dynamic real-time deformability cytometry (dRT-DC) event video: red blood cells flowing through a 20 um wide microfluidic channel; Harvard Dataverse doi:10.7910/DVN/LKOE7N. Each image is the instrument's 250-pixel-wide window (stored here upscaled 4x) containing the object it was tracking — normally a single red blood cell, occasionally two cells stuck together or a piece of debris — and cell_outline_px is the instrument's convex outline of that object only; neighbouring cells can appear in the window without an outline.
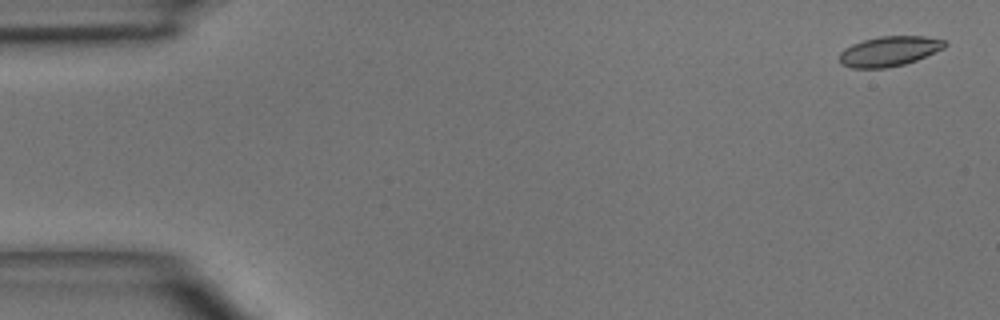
{"species": "common noctule bat (a hibernating species)", "species_latin": "Nyctalus noctula", "temperature_condition": "room temperature", "stored_images_in_passage": 6, "camera_frame_rate_fps": 3000, "um_per_image_px": 0.085, "animal": {"sex": "male", "body_mass_g": 15.6}, "frame": {"image": 1, "passage_image": 1, "time_ms": 0.0, "image_size_px": [1000, 320], "cell_outline_px": [[948, 44], [944, 48], [916, 60], [904, 64], [888, 68], [852, 68], [840, 64], [840, 52], [844, 48], [852, 44], [864, 40], [880, 36], [924, 36], [944, 40]], "centroid_in_image_um": [75.57, 4.36], "position_along_channel_um": 9.4, "area_um2": 18.38}}
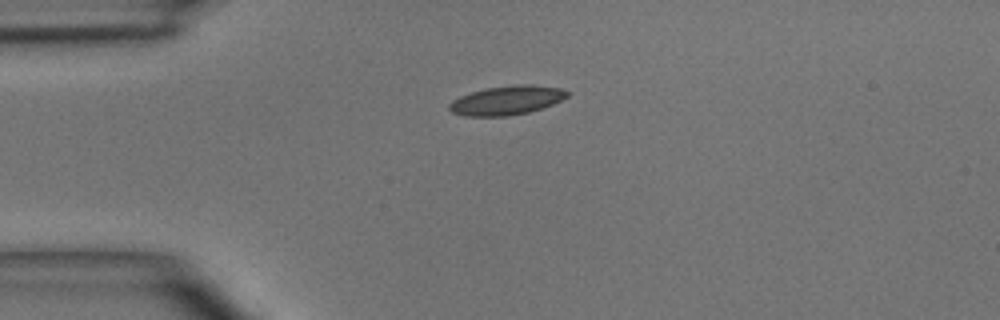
{"frame": {"image": 2, "passage_image": 4, "time_ms": 3.333, "image_size_px": [1000, 320], "cell_outline_px": [[568, 96], [552, 104], [528, 112], [508, 116], [464, 116], [452, 112], [448, 108], [448, 104], [452, 100], [460, 96], [472, 92], [488, 88], [516, 84], [528, 84], [560, 88], [568, 92]], "centroid_in_image_um": [43.03, 8.53], "position_along_channel_um": 42.0, "area_um2": 19.77}}
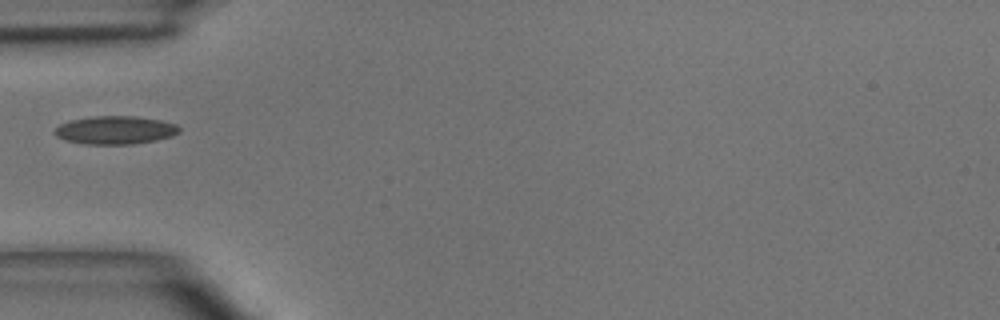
{"frame": {"image": 3, "passage_image": 5, "time_ms": 4.667, "image_size_px": [1000, 320], "cell_outline_px": [[180, 132], [172, 136], [156, 140], [132, 144], [88, 144], [64, 140], [56, 136], [52, 132], [60, 124], [72, 120], [92, 116], [136, 116], [160, 120], [176, 124], [180, 128]], "centroid_in_image_um": [9.8, 11.06], "position_along_channel_um": 75.2, "area_um2": 20.46}}